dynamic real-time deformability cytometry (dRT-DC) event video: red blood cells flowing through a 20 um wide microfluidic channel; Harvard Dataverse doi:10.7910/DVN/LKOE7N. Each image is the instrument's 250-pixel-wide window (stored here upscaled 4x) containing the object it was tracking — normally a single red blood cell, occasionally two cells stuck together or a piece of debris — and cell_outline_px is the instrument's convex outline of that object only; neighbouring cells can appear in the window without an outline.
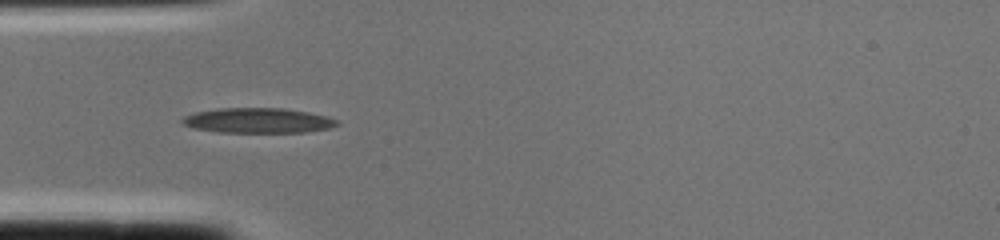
{"species": "common noctule bat (a hibernating species)", "species_latin": "Nyctalus noctula", "temperature_condition": "cold", "stored_images_in_passage": 2, "camera_frame_rate_fps": 3000, "um_per_image_px": 0.085, "animal": {"sex": "female", "body_mass_g": 22.0, "forearm_length_mm": 56.7}, "frame": {"image": 1, "passage_image": 2, "time_ms": 0.333, "image_size_px": [1000, 240], "cell_outline_px": [[340, 124], [328, 128], [304, 132], [220, 132], [192, 128], [184, 124], [180, 120], [184, 116], [192, 112], [216, 108], [280, 108], [308, 112], [328, 116], [340, 120]], "centroid_in_image_um": [21.91, 10.23], "position_along_channel_um": 63.1, "area_um2": 22.72}}